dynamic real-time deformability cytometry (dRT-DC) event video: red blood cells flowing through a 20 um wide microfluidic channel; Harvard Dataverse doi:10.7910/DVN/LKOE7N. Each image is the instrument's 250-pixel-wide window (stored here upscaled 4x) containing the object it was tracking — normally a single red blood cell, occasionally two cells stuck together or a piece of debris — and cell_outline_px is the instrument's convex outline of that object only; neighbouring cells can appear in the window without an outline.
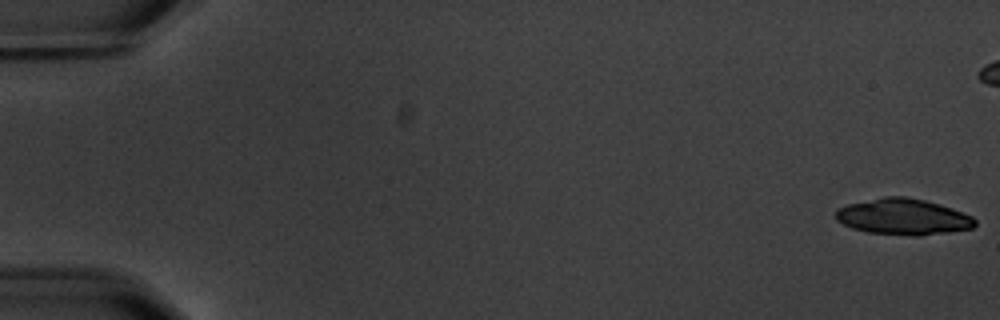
{"species": "common noctule bat (a hibernating species)", "species_latin": "Nyctalus noctula", "temperature_condition": "warm", "stored_images_in_passage": 9, "segment_of_instrument_passage": [1, 2], "camera_frame_rate_fps": 3000, "um_per_image_px": 0.085, "animal": {"sex": "male", "body_mass_g": 20.1, "forearm_length_mm": 53.5}, "frame": {"image": 1, "passage_image": 1, "time_ms": 0.0, "image_size_px": [1000, 320], "cell_outline_px": [[976, 224], [972, 228], [948, 232], [920, 236], [912, 236], [868, 232], [852, 228], [836, 220], [836, 208], [848, 204], [884, 196], [908, 196], [940, 204], [952, 208], [972, 216], [976, 220]], "centroid_in_image_um": [76.77, 18.42], "position_along_channel_um": 8.2, "area_um2": 29.36}}